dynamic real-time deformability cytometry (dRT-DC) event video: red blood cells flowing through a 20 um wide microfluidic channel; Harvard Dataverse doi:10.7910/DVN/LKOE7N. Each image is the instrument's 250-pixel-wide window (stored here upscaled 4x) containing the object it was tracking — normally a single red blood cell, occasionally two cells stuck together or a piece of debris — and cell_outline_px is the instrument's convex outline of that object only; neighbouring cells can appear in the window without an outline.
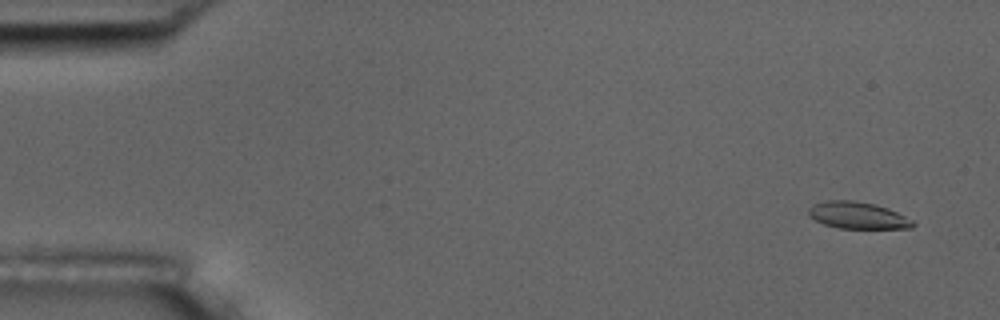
{"species": "common noctule bat (a hibernating species)", "species_latin": "Nyctalus noctula", "temperature_condition": "room temperature", "stored_images_in_passage": 5, "camera_frame_rate_fps": 3000, "um_per_image_px": 0.085, "animal": {"sex": "male", "body_mass_g": 17.5, "forearm_length_mm": 52.3}, "frame": {"image": 1, "passage_image": 1, "time_ms": 0.0, "image_size_px": [1000, 320], "cell_outline_px": [[916, 224], [912, 228], [840, 228], [824, 224], [808, 216], [808, 208], [812, 204], [824, 200], [852, 200], [876, 204], [888, 208], [912, 220]], "centroid_in_image_um": [72.87, 18.29], "position_along_channel_um": 12.1, "area_um2": 16.36}}
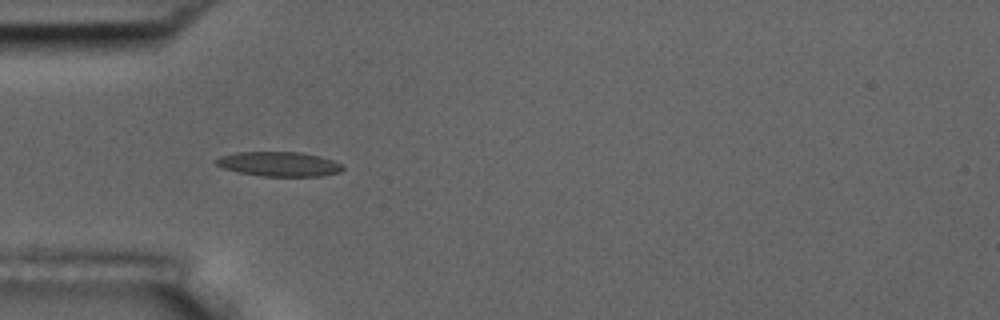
{"frame": {"image": 2, "passage_image": 5, "time_ms": 4.667, "image_size_px": [1000, 320], "cell_outline_px": [[344, 168], [340, 172], [320, 176], [264, 176], [240, 172], [224, 168], [216, 164], [216, 160], [220, 156], [236, 152], [300, 152], [320, 156], [344, 164]], "centroid_in_image_um": [23.76, 13.94], "position_along_channel_um": 61.2, "area_um2": 18.03}}